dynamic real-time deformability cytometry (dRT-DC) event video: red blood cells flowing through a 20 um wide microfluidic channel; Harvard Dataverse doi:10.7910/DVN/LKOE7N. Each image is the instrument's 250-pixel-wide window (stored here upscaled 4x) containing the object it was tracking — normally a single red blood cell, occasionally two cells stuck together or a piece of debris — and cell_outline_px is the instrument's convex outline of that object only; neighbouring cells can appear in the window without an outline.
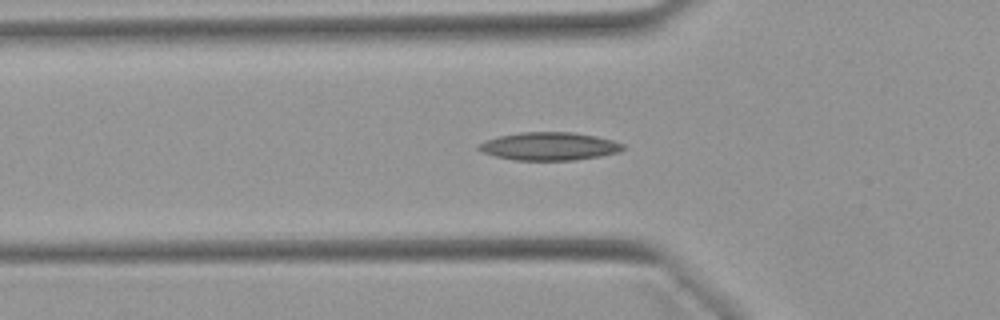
{"species": "Egyptian fruit bat (a non-hibernating species)", "species_latin": "Rousettus aegyptiacus", "temperature_condition": "warm", "stored_images_in_passage": 37, "camera_frame_rate_fps": 3000, "um_per_image_px": 0.085, "animal": {"sex": "female"}, "frame": {"image": 1, "passage_image": 2, "time_ms": 0.333, "image_size_px": [1000, 320], "cell_outline_px": [[624, 148], [620, 152], [600, 156], [576, 160], [516, 160], [496, 156], [484, 152], [476, 148], [476, 144], [500, 136], [520, 132], [572, 132], [596, 136], [612, 140], [624, 144]], "centroid_in_image_um": [46.71, 12.43], "position_along_channel_um": 79.1, "area_um2": 23.47}}
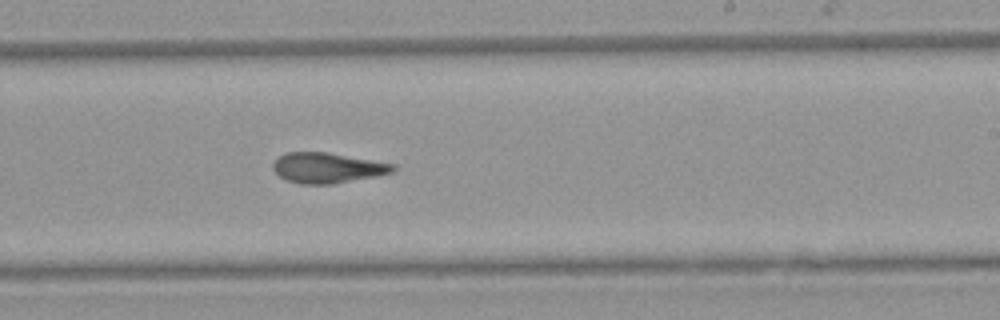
{"frame": {"image": 2, "passage_image": 16, "time_ms": 5.0, "image_size_px": [1000, 320], "cell_outline_px": [[396, 168], [392, 172], [376, 176], [332, 184], [300, 184], [284, 180], [272, 168], [272, 164], [284, 152], [328, 152], [396, 164]], "centroid_in_image_um": [27.82, 14.26], "position_along_channel_um": 261.2, "area_um2": 21.27}}
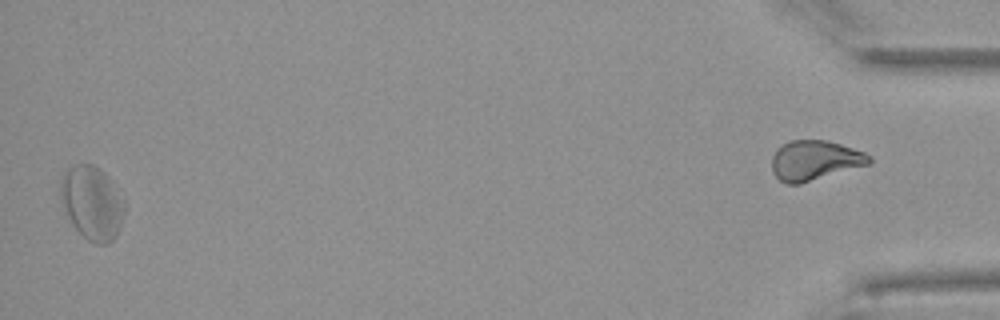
{"frame": {"image": 3, "passage_image": 36, "time_ms": 11.667, "image_size_px": [1000, 320], "cell_outline_px": [[124, 216], [120, 228], [116, 236], [108, 244], [96, 244], [88, 240], [72, 224], [64, 208], [60, 196], [60, 180], [64, 168], [72, 164], [92, 164], [100, 168], [108, 176], [124, 204]], "centroid_in_image_um": [7.79, 17.21], "position_along_channel_um": 427.4, "area_um2": 27.46}, "authors_computed_cell_mechanics": {"area_um2": 22.4264, "velocity_mm_per_s": 3.9043, "shape_relaxation_time_tau1_ms": 11.0399, "shape_relaxation_time_tau2_ms": 4.1459, "deformation_change_tau1": 0.2035, "deformation_change_tau2": 0.1392}}